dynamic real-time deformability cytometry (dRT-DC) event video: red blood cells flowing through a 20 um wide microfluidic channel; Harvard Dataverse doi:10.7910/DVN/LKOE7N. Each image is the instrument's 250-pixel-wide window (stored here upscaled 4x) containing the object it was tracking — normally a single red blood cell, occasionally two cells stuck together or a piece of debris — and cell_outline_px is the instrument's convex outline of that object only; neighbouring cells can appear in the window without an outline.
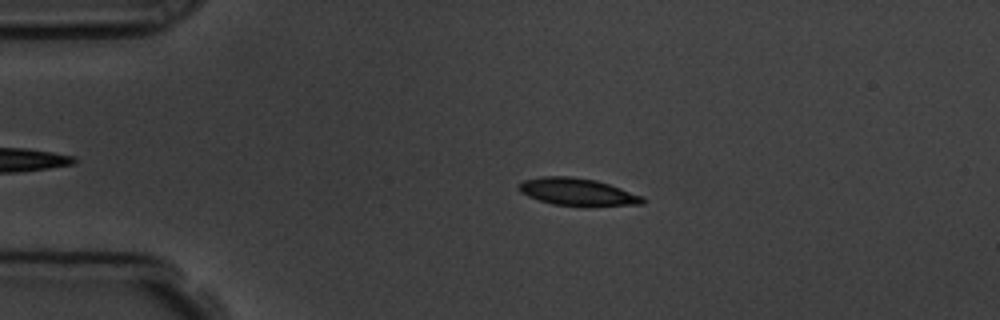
{"species": "common noctule bat (a hibernating species)", "species_latin": "Nyctalus noctula", "temperature_condition": "room temperature", "stored_images_in_passage": 47, "camera_frame_rate_fps": 3000, "um_per_image_px": 0.085, "animal": {"sex": "male", "body_mass_g": 19.5, "forearm_length_mm": 54.6}, "frame": {"image": 1, "passage_image": 11, "time_ms": 3.333, "image_size_px": [1000, 320], "cell_outline_px": [[644, 200], [640, 204], [556, 204], [540, 200], [524, 192], [520, 188], [520, 184], [524, 180], [548, 176], [564, 176], [592, 180], [608, 184], [640, 196]], "centroid_in_image_um": [49.04, 16.28], "position_along_channel_um": 36.0, "area_um2": 17.98}}
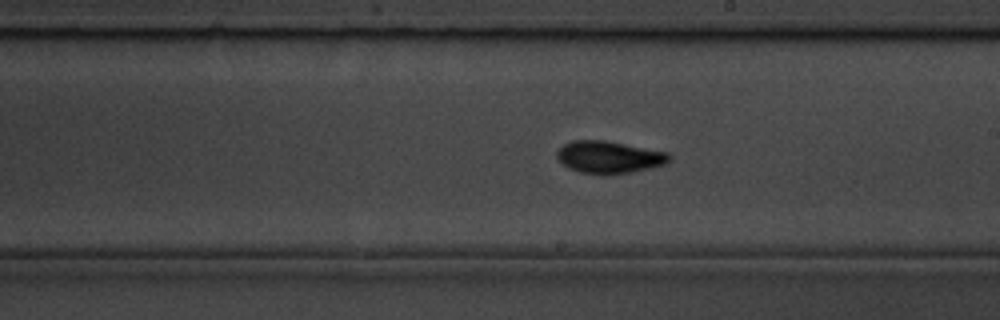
{"frame": {"image": 2, "passage_image": 30, "time_ms": 9.667, "image_size_px": [1000, 320], "cell_outline_px": [[668, 160], [660, 164], [644, 168], [624, 172], [584, 172], [572, 168], [564, 164], [556, 156], [556, 152], [564, 144], [576, 140], [596, 140], [620, 144], [664, 152], [668, 156]], "centroid_in_image_um": [51.65, 13.32], "position_along_channel_um": 237.3, "area_um2": 19.19}}
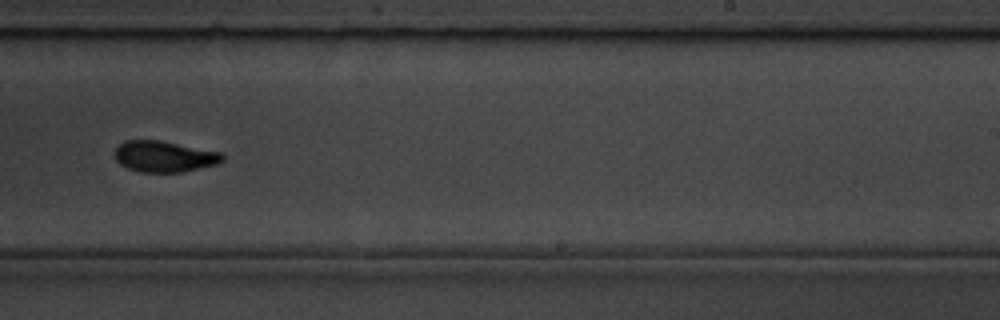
{"frame": {"image": 3, "passage_image": 33, "time_ms": 10.667, "image_size_px": [1000, 320], "cell_outline_px": [[224, 160], [216, 164], [176, 172], [144, 172], [128, 168], [116, 160], [116, 148], [120, 144], [128, 140], [156, 140], [220, 152], [224, 156]], "centroid_in_image_um": [13.95, 13.29], "position_along_channel_um": 275.0, "area_um2": 18.84}, "authors_computed_cell_mechanics": {"area_um2": 18.4382, "velocity_mm_per_s": 3.7983, "shape_relaxation_time_tau1_ms": 3.2897, "shape_relaxation_time_tau2_ms": 2.0616, "deformation_change_tau1": 0.1474, "deformation_change_tau2": 0.0417}}